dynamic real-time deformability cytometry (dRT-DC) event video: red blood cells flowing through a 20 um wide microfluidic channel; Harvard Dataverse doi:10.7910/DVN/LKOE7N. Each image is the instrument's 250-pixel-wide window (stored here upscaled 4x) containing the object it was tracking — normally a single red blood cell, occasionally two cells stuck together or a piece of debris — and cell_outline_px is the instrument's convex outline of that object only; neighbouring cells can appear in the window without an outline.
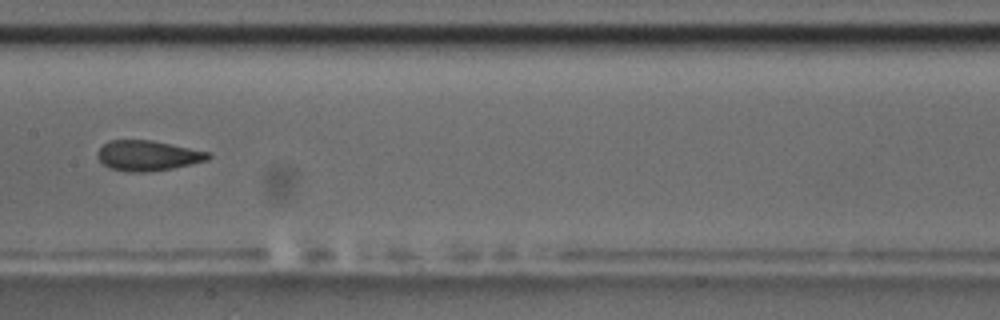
{"species": "common noctule bat (a hibernating species)", "species_latin": "Nyctalus noctula", "temperature_condition": "room temperature", "stored_images_in_passage": 14, "camera_frame_rate_fps": 3000, "um_per_image_px": 0.085, "animal": {"sex": "male", "body_mass_g": 17.5, "forearm_length_mm": 52.3}, "frame": {"image": 1, "passage_image": 7, "time_ms": 7.667, "image_size_px": [1000, 320], "cell_outline_px": [[212, 156], [208, 160], [172, 168], [148, 172], [128, 172], [108, 168], [96, 156], [96, 152], [108, 140], [152, 140], [208, 152]], "centroid_in_image_um": [12.52, 13.23], "position_along_channel_um": 194.9, "area_um2": 19.48}, "authors_computed_cell_mechanics": {"area_um2": 19.8543, "velocity_mm_per_s": 3.5003, "shape_relaxation_time_tau1_ms": 3.4212, "shape_relaxation_time_tau2_ms": 1.3524, "deformation_change_tau1": 0.1481, "deformation_change_tau2": 0.0801}}